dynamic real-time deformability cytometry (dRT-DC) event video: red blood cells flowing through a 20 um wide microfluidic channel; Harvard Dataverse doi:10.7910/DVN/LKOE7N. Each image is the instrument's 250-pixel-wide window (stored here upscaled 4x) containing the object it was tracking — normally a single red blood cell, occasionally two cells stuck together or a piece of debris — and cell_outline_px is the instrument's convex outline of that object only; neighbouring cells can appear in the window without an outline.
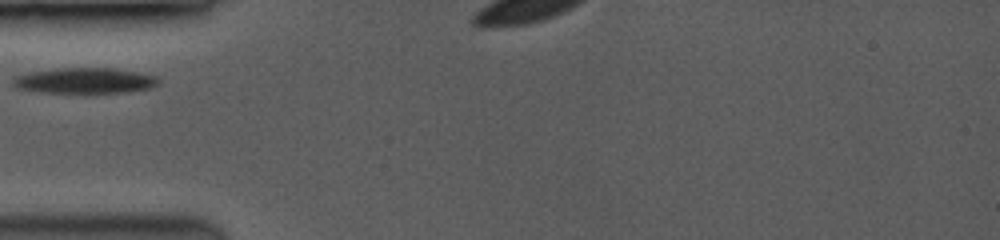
{"species": "common noctule bat (a hibernating species)", "species_latin": "Nyctalus noctula", "temperature_condition": "room temperature", "stored_images_in_passage": 3, "segment_of_instrument_passage": [1, 2], "camera_frame_rate_fps": 3500, "um_per_image_px": 0.085, "animal": {"sex": "female", "body_mass_g": 19.0, "forearm_length_mm": 53.3}, "frame": {"image": 1, "passage_image": 1, "time_ms": 0.0, "image_size_px": [1000, 240], "cell_outline_px": [[160, 80], [156, 84], [148, 88], [120, 92], [44, 92], [20, 88], [12, 84], [12, 80], [16, 76], [28, 72], [56, 68], [112, 68], [136, 72], [156, 76]], "centroid_in_image_um": [7.17, 6.83], "position_along_channel_um": 77.8, "area_um2": 21.21}}